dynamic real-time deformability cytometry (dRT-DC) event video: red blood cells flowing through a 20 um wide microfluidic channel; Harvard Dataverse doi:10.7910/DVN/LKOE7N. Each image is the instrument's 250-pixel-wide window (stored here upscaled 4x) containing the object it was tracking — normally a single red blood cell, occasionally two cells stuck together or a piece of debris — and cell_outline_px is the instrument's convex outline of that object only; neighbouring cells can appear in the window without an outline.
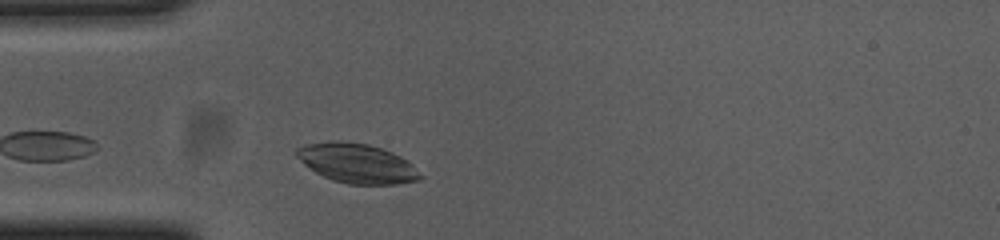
{"species": "common noctule bat (a hibernating species)", "species_latin": "Nyctalus noctula", "temperature_condition": "cold", "stored_images_in_passage": 16, "camera_frame_rate_fps": 3000, "um_per_image_px": 0.085, "animal": {"sex": "female", "body_mass_g": 23.0, "forearm_length_mm": 53.4}, "frame": {"image": 1, "passage_image": 5, "time_ms": 1.333, "image_size_px": [1000, 240], "cell_outline_px": [[424, 176], [420, 180], [396, 184], [348, 184], [332, 180], [316, 172], [304, 164], [296, 156], [296, 148], [308, 144], [368, 144], [392, 152], [408, 160]], "centroid_in_image_um": [30.43, 13.94], "position_along_channel_um": 54.6, "area_um2": 27.51}}
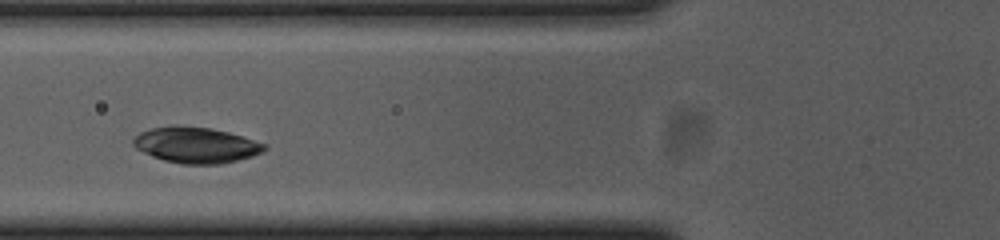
{"frame": {"image": 2, "passage_image": 10, "time_ms": 3.0, "image_size_px": [1000, 240], "cell_outline_px": [[268, 148], [264, 152], [252, 156], [220, 164], [180, 164], [164, 160], [152, 156], [136, 148], [132, 144], [132, 140], [140, 132], [152, 128], [172, 124], [212, 128], [228, 132], [268, 144]], "centroid_in_image_um": [16.67, 12.32], "position_along_channel_um": 109.1, "area_um2": 27.63}}